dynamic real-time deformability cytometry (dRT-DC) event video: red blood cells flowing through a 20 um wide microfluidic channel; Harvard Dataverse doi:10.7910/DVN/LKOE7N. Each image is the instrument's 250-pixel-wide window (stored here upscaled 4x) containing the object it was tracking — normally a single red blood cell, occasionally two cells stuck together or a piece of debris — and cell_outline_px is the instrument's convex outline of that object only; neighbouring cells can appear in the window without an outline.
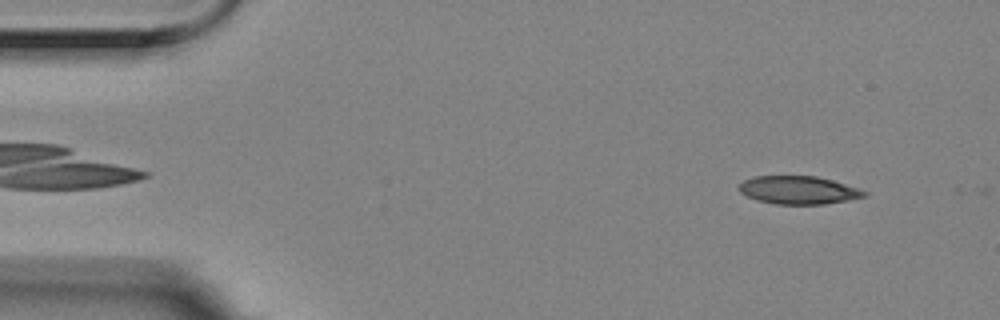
{"species": "Egyptian fruit bat (a non-hibernating species)", "species_latin": "Rousettus aegyptiacus", "temperature_condition": "room temperature", "stored_images_in_passage": 3, "camera_frame_rate_fps": 3000, "um_per_image_px": 0.085, "animal": {"sex": "female"}, "frame": {"image": 1, "passage_image": 1, "time_ms": 0.0, "image_size_px": [1000, 320], "cell_outline_px": [[868, 196], [824, 204], [776, 204], [760, 200], [748, 196], [740, 192], [736, 188], [744, 180], [752, 176], [816, 176], [832, 180], [868, 192]], "centroid_in_image_um": [67.85, 16.15], "position_along_channel_um": 17.2, "area_um2": 20.29}}